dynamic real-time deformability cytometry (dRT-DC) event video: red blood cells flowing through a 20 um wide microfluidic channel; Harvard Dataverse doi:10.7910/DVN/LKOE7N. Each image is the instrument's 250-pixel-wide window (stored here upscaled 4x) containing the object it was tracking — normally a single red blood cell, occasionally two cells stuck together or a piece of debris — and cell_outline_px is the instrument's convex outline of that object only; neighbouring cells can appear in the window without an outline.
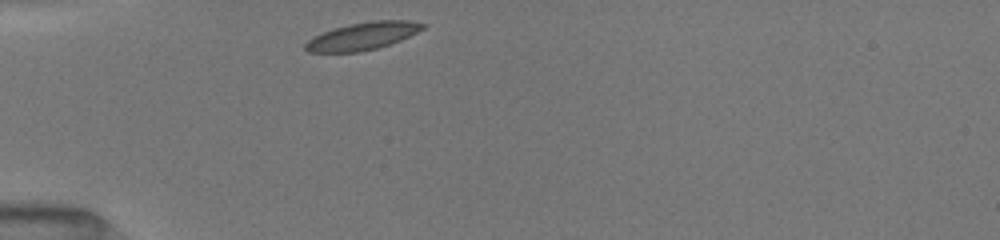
{"species": "common noctule bat (a hibernating species)", "species_latin": "Nyctalus noctula", "temperature_condition": "room temperature", "stored_images_in_passage": 31, "camera_frame_rate_fps": 3000, "um_per_image_px": 0.085, "animal": {"sex": "female", "body_mass_g": 19.5, "forearm_length_mm": 54.1}, "frame": {"image": 1, "passage_image": 1, "time_ms": 0.0, "image_size_px": [1000, 240], "cell_outline_px": [[428, 24], [424, 28], [400, 40], [376, 48], [360, 52], [308, 52], [304, 48], [304, 44], [312, 36], [336, 28], [352, 24], [376, 20], [408, 20]], "centroid_in_image_um": [30.82, 3.07], "position_along_channel_um": 54.2, "area_um2": 18.55}}
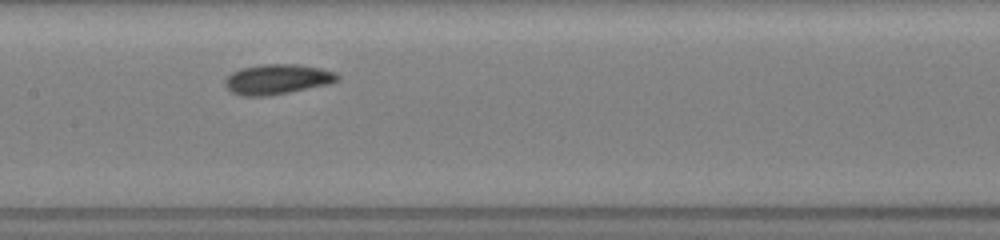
{"frame": {"image": 2, "passage_image": 12, "time_ms": 3.667, "image_size_px": [1000, 240], "cell_outline_px": [[340, 80], [328, 84], [288, 92], [264, 96], [240, 96], [232, 92], [224, 84], [224, 80], [232, 72], [240, 68], [264, 64], [296, 64], [320, 68], [336, 72], [340, 76]], "centroid_in_image_um": [23.57, 6.73], "position_along_channel_um": 183.8, "area_um2": 19.65}}
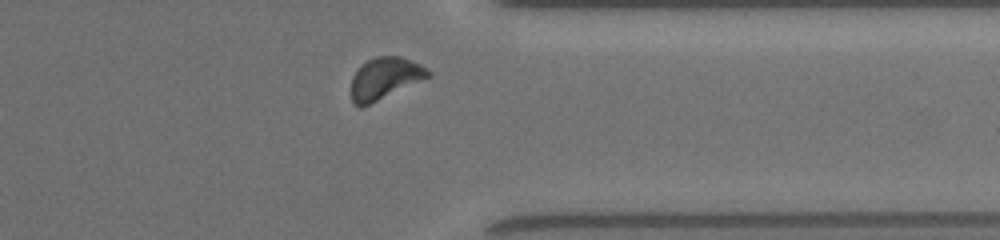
{"frame": {"image": 3, "passage_image": 27, "time_ms": 8.667, "image_size_px": [1000, 240], "cell_outline_px": [[432, 72], [428, 76], [360, 108], [352, 104], [352, 76], [360, 64], [376, 56], [400, 56], [420, 64], [428, 68]], "centroid_in_image_um": [32.66, 6.63], "position_along_channel_um": 378.7, "area_um2": 18.26}, "authors_computed_cell_mechanics": {"area_um2": 18.8428, "velocity_mm_per_s": 3.9534, "shape_relaxation_time_tau1_ms": 1.5488, "shape_relaxation_time_tau2_ms": 3.676, "deformation_change_tau1": 0.0826, "deformation_change_tau2": 0.08}}